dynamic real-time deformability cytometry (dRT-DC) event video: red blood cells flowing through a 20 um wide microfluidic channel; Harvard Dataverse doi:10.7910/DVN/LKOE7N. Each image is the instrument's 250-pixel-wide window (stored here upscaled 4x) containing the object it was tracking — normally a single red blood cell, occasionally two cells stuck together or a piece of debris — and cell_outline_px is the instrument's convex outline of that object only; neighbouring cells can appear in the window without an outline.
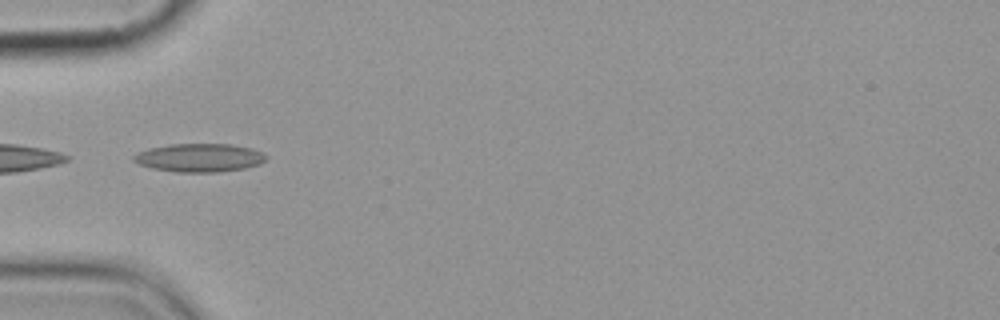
{"species": "common noctule bat (a hibernating species)", "species_latin": "Nyctalus noctula", "temperature_condition": "cold", "stored_images_in_passage": 14, "camera_frame_rate_fps": 3000, "um_per_image_px": 0.085, "animal": {"sex": "female", "body_mass_g": 19.9}, "frame": {"image": 1, "passage_image": 5, "time_ms": 5.667, "image_size_px": [1000, 320], "cell_outline_px": [[268, 156], [260, 164], [244, 168], [216, 172], [176, 172], [152, 168], [140, 164], [132, 160], [132, 156], [136, 152], [148, 148], [168, 144], [228, 144], [252, 148], [264, 152]], "centroid_in_image_um": [16.93, 13.4], "position_along_channel_um": 68.1, "area_um2": 22.02}}
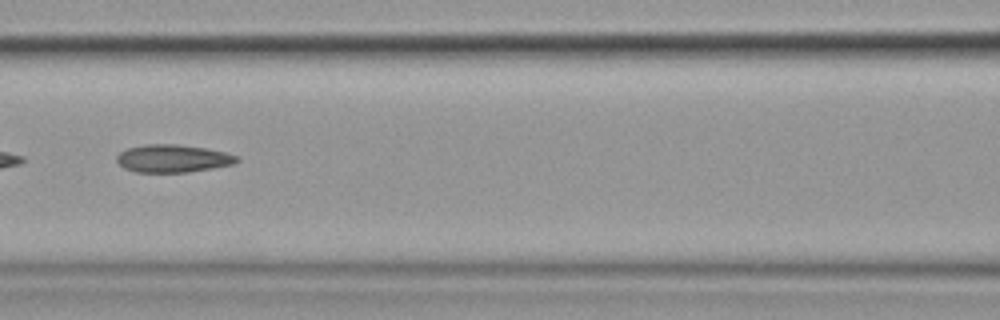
{"frame": {"image": 2, "passage_image": 7, "time_ms": 8.0, "image_size_px": [1000, 320], "cell_outline_px": [[240, 160], [232, 164], [212, 168], [188, 172], [136, 172], [124, 168], [116, 160], [116, 156], [120, 152], [128, 148], [144, 144], [176, 144], [204, 148], [224, 152], [236, 156]], "centroid_in_image_um": [14.65, 13.47], "position_along_channel_um": 151.9, "area_um2": 19.25}}
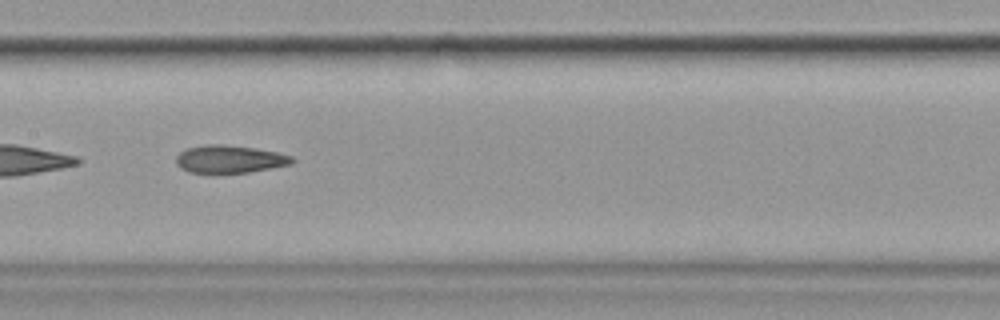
{"frame": {"image": 3, "passage_image": 8, "time_ms": 9.0, "image_size_px": [1000, 320], "cell_outline_px": [[296, 160], [292, 164], [248, 172], [188, 172], [180, 168], [176, 164], [176, 156], [180, 152], [188, 148], [204, 144], [224, 144], [256, 148], [276, 152], [292, 156]], "centroid_in_image_um": [19.52, 13.51], "position_along_channel_um": 187.9, "area_um2": 18.67}, "authors_computed_cell_mechanics": {"area_um2": 19.9699, "velocity_mm_per_s": 3.6214, "shape_relaxation_time_tau1_ms": null, "shape_relaxation_time_tau2_ms": 7.1053, "deformation_change_tau1": null, "deformation_change_tau2": 0.1339}}